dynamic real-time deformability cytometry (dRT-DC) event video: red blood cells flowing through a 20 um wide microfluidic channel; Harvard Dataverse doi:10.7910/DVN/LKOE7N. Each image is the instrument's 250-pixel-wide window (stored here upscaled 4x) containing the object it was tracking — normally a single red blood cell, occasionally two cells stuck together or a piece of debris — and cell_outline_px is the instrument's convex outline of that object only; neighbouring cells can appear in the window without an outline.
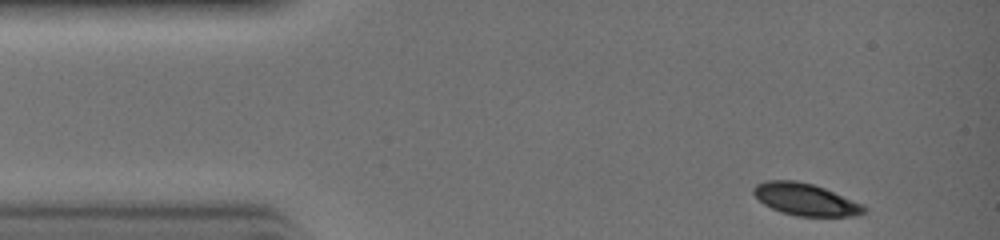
{"species": "common noctule bat (a hibernating species)", "species_latin": "Nyctalus noctula", "temperature_condition": "warm", "stored_images_in_passage": 26, "camera_frame_rate_fps": 3000, "um_per_image_px": 0.085, "animal": {"sex": "female", "body_mass_g": 19.0, "forearm_length_mm": 51.5}, "frame": {"image": 1, "passage_image": 1, "time_ms": 0.0, "image_size_px": [1000, 240], "cell_outline_px": [[868, 212], [856, 216], [796, 216], [780, 212], [764, 204], [752, 192], [752, 188], [756, 184], [768, 180], [796, 180], [812, 184], [824, 188], [864, 204], [868, 208]], "centroid_in_image_um": [68.5, 16.96], "position_along_channel_um": 16.5, "area_um2": 20.81}}
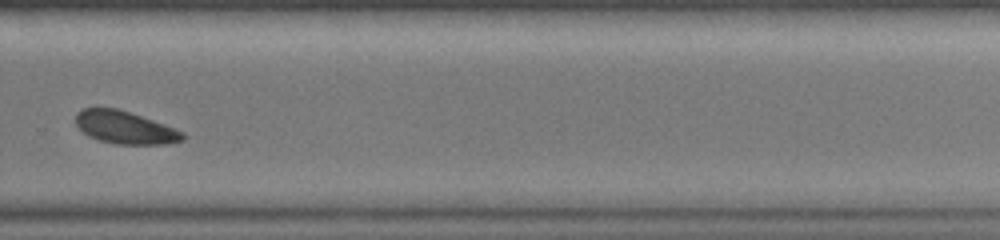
{"frame": {"image": 2, "passage_image": 20, "time_ms": 6.333, "image_size_px": [1000, 240], "cell_outline_px": [[184, 140], [168, 144], [116, 144], [100, 140], [88, 136], [76, 124], [76, 112], [80, 108], [116, 108], [164, 124], [184, 132]], "centroid_in_image_um": [10.62, 10.84], "position_along_channel_um": 319.2, "area_um2": 20.17}}
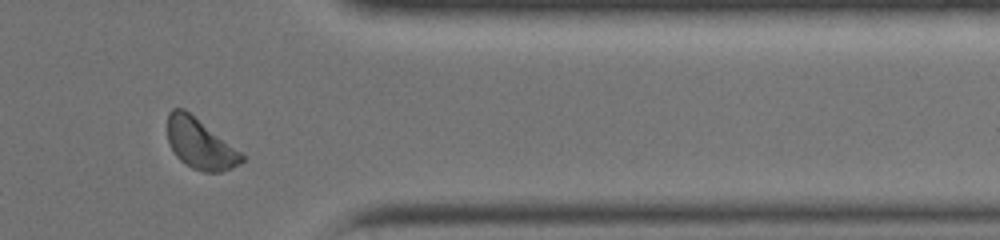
{"frame": {"image": 3, "passage_image": 24, "time_ms": 7.667, "image_size_px": [1000, 240], "cell_outline_px": [[244, 160], [240, 164], [232, 168], [220, 172], [204, 172], [192, 168], [180, 160], [176, 156], [168, 144], [168, 112], [172, 108], [184, 108], [240, 152], [244, 156]], "centroid_in_image_um": [16.97, 12.23], "position_along_channel_um": 394.4, "area_um2": 21.5}}